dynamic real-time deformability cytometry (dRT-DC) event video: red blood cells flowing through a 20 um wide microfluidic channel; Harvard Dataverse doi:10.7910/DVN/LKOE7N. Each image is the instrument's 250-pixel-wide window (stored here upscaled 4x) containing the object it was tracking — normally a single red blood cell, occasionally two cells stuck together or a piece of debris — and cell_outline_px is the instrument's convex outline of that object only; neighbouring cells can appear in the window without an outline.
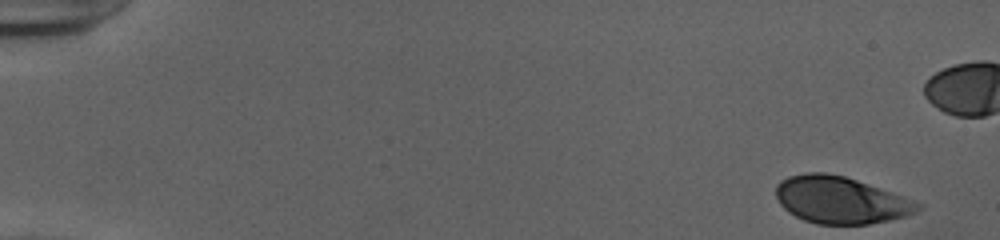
{"species": "human", "species_latin": "Homo sapiens", "temperature_condition": "cold", "stored_images_in_passage": 46, "camera_frame_rate_fps": 3000, "um_per_image_px": 0.085, "donor": {"sex": "female"}, "frame": {"image": 1, "passage_image": 1, "time_ms": 0.0, "image_size_px": [1000, 240], "cell_outline_px": [[924, 208], [908, 216], [868, 224], [816, 224], [804, 220], [788, 212], [780, 204], [776, 196], [776, 184], [780, 180], [788, 176], [804, 172], [828, 172], [844, 176], [856, 180], [924, 204]], "centroid_in_image_um": [71.43, 17.0], "position_along_channel_um": 13.6, "area_um2": 38.9}}
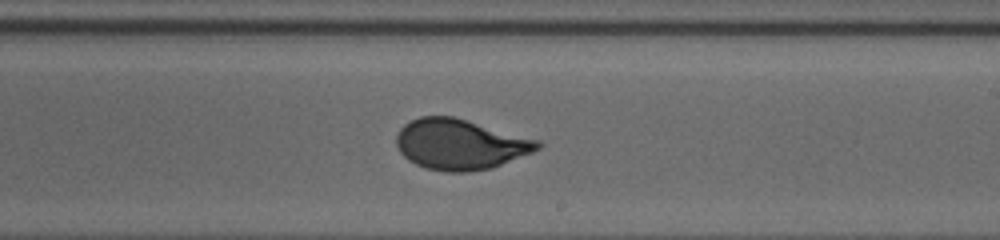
{"frame": {"image": 2, "passage_image": 31, "time_ms": 10.0, "image_size_px": [1000, 240], "cell_outline_px": [[544, 144], [540, 148], [532, 152], [492, 168], [468, 172], [448, 172], [428, 168], [416, 164], [408, 160], [400, 152], [396, 144], [396, 136], [400, 128], [404, 124], [420, 116], [452, 116], [540, 140]], "centroid_in_image_um": [39.12, 12.27], "position_along_channel_um": 249.9, "area_um2": 41.44}}
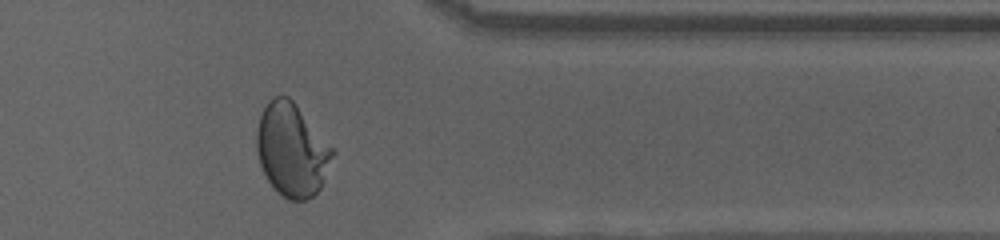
{"frame": {"image": 3, "passage_image": 42, "time_ms": 13.667, "image_size_px": [1000, 240], "cell_outline_px": [[336, 152], [324, 180], [320, 188], [312, 196], [304, 200], [288, 200], [268, 180], [260, 164], [256, 148], [256, 132], [260, 116], [268, 100], [276, 96], [288, 96], [292, 100], [336, 148]], "centroid_in_image_um": [24.84, 12.72], "position_along_channel_um": 386.6, "area_um2": 41.21}}